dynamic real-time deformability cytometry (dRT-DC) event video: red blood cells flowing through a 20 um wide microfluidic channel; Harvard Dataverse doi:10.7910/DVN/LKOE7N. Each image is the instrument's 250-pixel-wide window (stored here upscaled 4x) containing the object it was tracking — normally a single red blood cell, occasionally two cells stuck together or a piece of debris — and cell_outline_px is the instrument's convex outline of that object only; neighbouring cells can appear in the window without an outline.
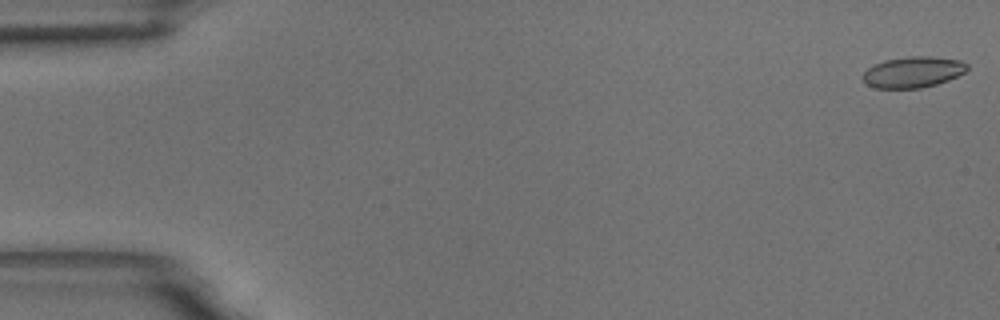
{"species": "common noctule bat (a hibernating species)", "species_latin": "Nyctalus noctula", "temperature_condition": "room temperature", "stored_images_in_passage": 59, "camera_frame_rate_fps": 3000, "um_per_image_px": 0.085, "animal": {"sex": "male", "body_mass_g": 18.8}, "frame": {"image": 1, "passage_image": 1, "time_ms": 0.0, "image_size_px": [1000, 320], "cell_outline_px": [[968, 68], [964, 72], [948, 80], [936, 84], [920, 88], [876, 88], [864, 84], [860, 76], [868, 68], [884, 60], [908, 56], [932, 56], [960, 60], [968, 64]], "centroid_in_image_um": [77.57, 6.12], "position_along_channel_um": 7.4, "area_um2": 18.96}}
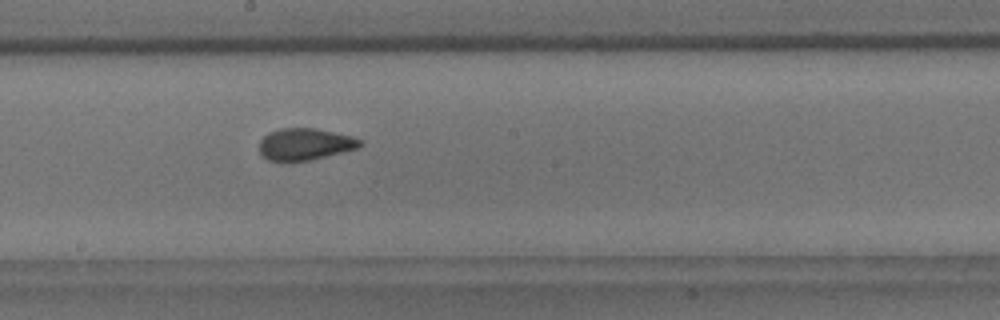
{"frame": {"image": 2, "passage_image": 32, "time_ms": 10.333, "image_size_px": [1000, 320], "cell_outline_px": [[364, 144], [360, 148], [312, 160], [268, 160], [260, 152], [260, 140], [268, 132], [280, 128], [316, 128], [352, 136], [364, 140]], "centroid_in_image_um": [26.0, 12.24], "position_along_channel_um": 222.2, "area_um2": 18.79}}
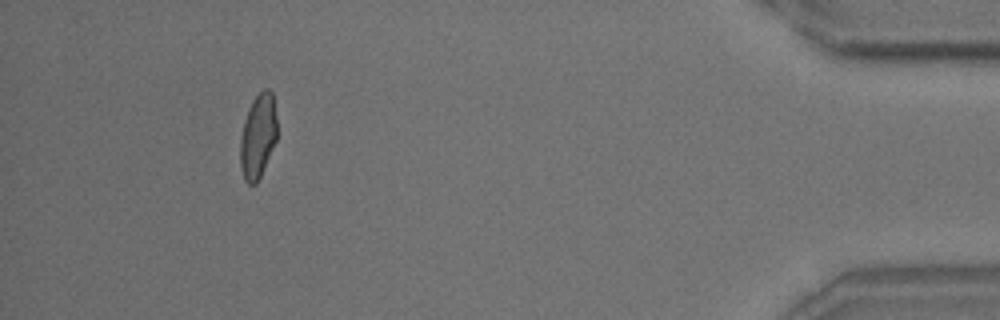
{"frame": {"image": 3, "passage_image": 54, "time_ms": 17.667, "image_size_px": [1000, 320], "cell_outline_px": [[276, 140], [260, 176], [256, 184], [248, 184], [244, 180], [240, 168], [240, 140], [244, 120], [248, 108], [252, 100], [264, 88], [268, 88], [272, 92], [276, 116]], "centroid_in_image_um": [21.91, 11.57], "position_along_channel_um": 413.3, "area_um2": 18.03}, "authors_computed_cell_mechanics": {"area_um2": 18.785, "velocity_mm_per_s": 3.455, "shape_relaxation_time_tau1_ms": 9.5365, "shape_relaxation_time_tau2_ms": 1.256, "deformation_change_tau1": 0.1648, "deformation_change_tau2": 0.0514}}